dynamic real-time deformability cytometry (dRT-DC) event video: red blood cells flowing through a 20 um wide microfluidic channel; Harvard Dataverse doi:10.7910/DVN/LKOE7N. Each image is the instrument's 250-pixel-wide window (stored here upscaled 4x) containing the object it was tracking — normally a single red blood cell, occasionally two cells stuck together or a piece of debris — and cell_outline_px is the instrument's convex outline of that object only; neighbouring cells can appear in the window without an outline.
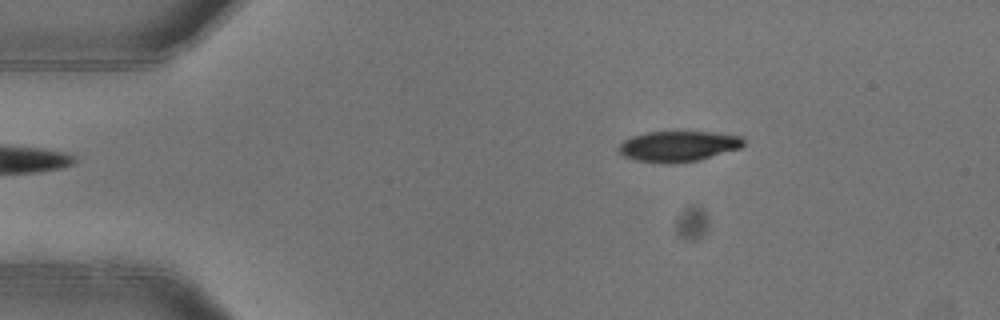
{"species": "common noctule bat (a hibernating species)", "species_latin": "Nyctalus noctula", "temperature_condition": "warm", "stored_images_in_passage": 2, "camera_frame_rate_fps": 3000, "um_per_image_px": 0.085, "animal": {"sex": "female"}, "frame": {"image": 1, "passage_image": 1, "time_ms": 0.0, "image_size_px": [1000, 320], "cell_outline_px": [[744, 144], [740, 148], [700, 160], [668, 164], [664, 164], [636, 160], [624, 156], [616, 152], [616, 148], [624, 140], [632, 136], [648, 132], [712, 132], [740, 136], [744, 140]], "centroid_in_image_um": [57.61, 12.44], "position_along_channel_um": 27.4, "area_um2": 22.37}}